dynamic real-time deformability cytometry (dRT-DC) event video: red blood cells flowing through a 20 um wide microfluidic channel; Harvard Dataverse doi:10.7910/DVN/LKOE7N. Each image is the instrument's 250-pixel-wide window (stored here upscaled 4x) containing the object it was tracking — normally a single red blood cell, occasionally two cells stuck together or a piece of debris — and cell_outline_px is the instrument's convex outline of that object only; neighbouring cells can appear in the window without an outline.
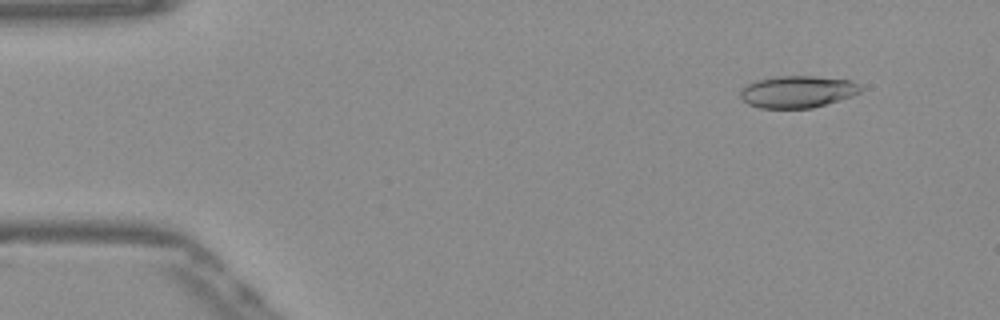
{"species": "Egyptian fruit bat (a non-hibernating species)", "species_latin": "Rousettus aegyptiacus", "temperature_condition": "warm", "stored_images_in_passage": 48, "camera_frame_rate_fps": 3000, "um_per_image_px": 0.085, "frame": {"image": 1, "passage_image": 1, "time_ms": 0.0, "image_size_px": [1000, 320], "cell_outline_px": [[860, 92], [852, 96], [812, 108], [760, 108], [748, 104], [740, 96], [740, 92], [748, 84], [756, 80], [776, 76], [812, 76], [848, 80], [856, 84], [860, 88]], "centroid_in_image_um": [67.75, 7.8], "position_along_channel_um": 17.3, "area_um2": 22.08}}
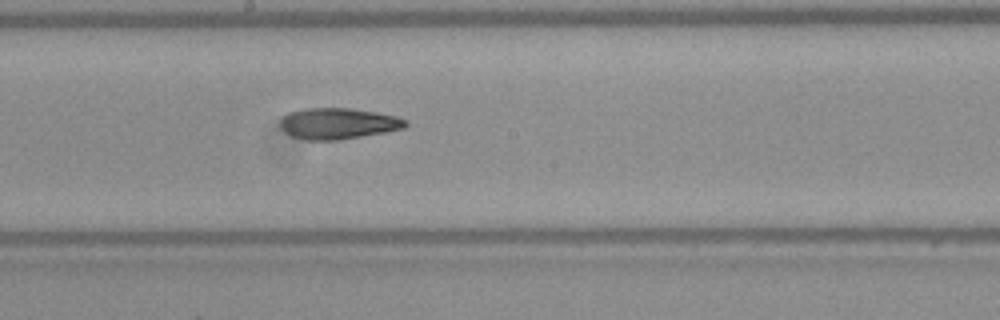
{"frame": {"image": 2, "passage_image": 24, "time_ms": 7.667, "image_size_px": [1000, 320], "cell_outline_px": [[408, 124], [404, 128], [384, 132], [336, 140], [308, 140], [292, 136], [280, 124], [280, 120], [284, 116], [292, 112], [304, 108], [352, 108], [376, 112], [396, 116], [408, 120]], "centroid_in_image_um": [28.78, 10.49], "position_along_channel_um": 219.4, "area_um2": 22.37}}
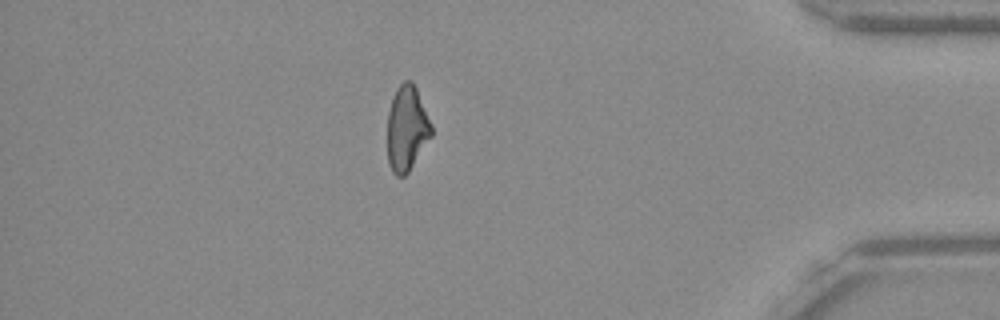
{"frame": {"image": 3, "passage_image": 41, "time_ms": 13.333, "image_size_px": [1000, 320], "cell_outline_px": [[432, 136], [408, 172], [404, 176], [396, 176], [392, 172], [388, 164], [388, 112], [396, 88], [404, 80], [412, 80], [416, 88], [432, 124]], "centroid_in_image_um": [34.58, 10.92], "position_along_channel_um": 400.6, "area_um2": 21.85}, "authors_computed_cell_mechanics": {"area_um2": 22.6287, "velocity_mm_per_s": 3.9036, "shape_relaxation_time_tau1_ms": null, "shape_relaxation_time_tau2_ms": 5.0691, "deformation_change_tau1": null, "deformation_change_tau2": 0.137}}